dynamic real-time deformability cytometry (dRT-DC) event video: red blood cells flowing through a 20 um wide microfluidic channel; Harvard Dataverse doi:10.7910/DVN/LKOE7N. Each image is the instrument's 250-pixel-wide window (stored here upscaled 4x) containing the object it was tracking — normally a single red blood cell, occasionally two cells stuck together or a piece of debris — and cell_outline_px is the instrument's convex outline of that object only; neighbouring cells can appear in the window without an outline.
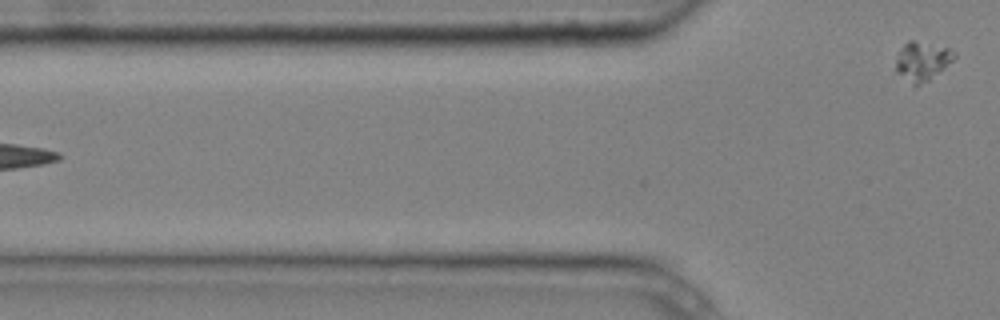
{"species": "common noctule bat (a hibernating species)", "species_latin": "Nyctalus noctula", "temperature_condition": "cold", "stored_images_in_passage": 5, "segment_of_instrument_passage": [2, 2], "camera_frame_rate_fps": 3000, "um_per_image_px": 0.085, "animal": {"sex": "male", "body_mass_g": 20.4}, "frame": {"image": 1, "passage_image": 5, "time_ms": 1.333, "image_size_px": [1000, 320], "cell_outline_px": [[956, 56], [952, 60], [928, 80], [916, 88], [896, 72], [896, 52], [908, 40], [912, 40], [952, 48], [956, 52]], "centroid_in_image_um": [78.35, 5.18], "position_along_channel_um": 47.4, "area_um2": 13.35}}